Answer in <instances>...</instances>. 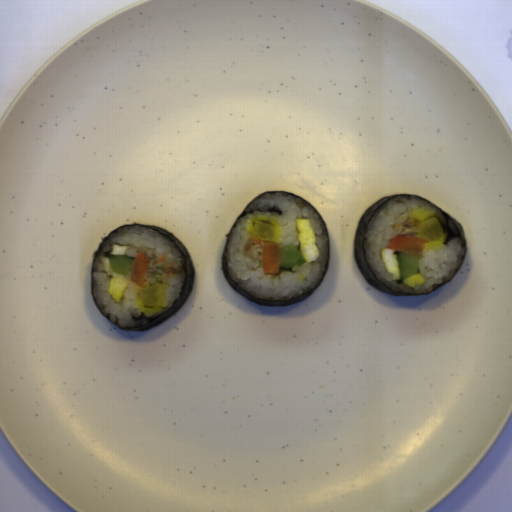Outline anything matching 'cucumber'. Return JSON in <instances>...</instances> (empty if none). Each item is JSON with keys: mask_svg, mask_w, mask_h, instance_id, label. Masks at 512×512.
Masks as SVG:
<instances>
[{"mask_svg": "<svg viewBox=\"0 0 512 512\" xmlns=\"http://www.w3.org/2000/svg\"><path fill=\"white\" fill-rule=\"evenodd\" d=\"M397 263L400 271V282L410 278L414 274H418V263L421 261L420 255L405 254L402 251L397 252Z\"/></svg>", "mask_w": 512, "mask_h": 512, "instance_id": "obj_2", "label": "cucumber"}, {"mask_svg": "<svg viewBox=\"0 0 512 512\" xmlns=\"http://www.w3.org/2000/svg\"><path fill=\"white\" fill-rule=\"evenodd\" d=\"M278 256L280 270H290L295 265H300L305 262V259L300 251V246H295L292 244L281 248Z\"/></svg>", "mask_w": 512, "mask_h": 512, "instance_id": "obj_1", "label": "cucumber"}, {"mask_svg": "<svg viewBox=\"0 0 512 512\" xmlns=\"http://www.w3.org/2000/svg\"><path fill=\"white\" fill-rule=\"evenodd\" d=\"M108 258L110 269L117 275L127 276L131 272V266L136 258L129 257L126 254L123 255H110L105 254Z\"/></svg>", "mask_w": 512, "mask_h": 512, "instance_id": "obj_3", "label": "cucumber"}]
</instances>
